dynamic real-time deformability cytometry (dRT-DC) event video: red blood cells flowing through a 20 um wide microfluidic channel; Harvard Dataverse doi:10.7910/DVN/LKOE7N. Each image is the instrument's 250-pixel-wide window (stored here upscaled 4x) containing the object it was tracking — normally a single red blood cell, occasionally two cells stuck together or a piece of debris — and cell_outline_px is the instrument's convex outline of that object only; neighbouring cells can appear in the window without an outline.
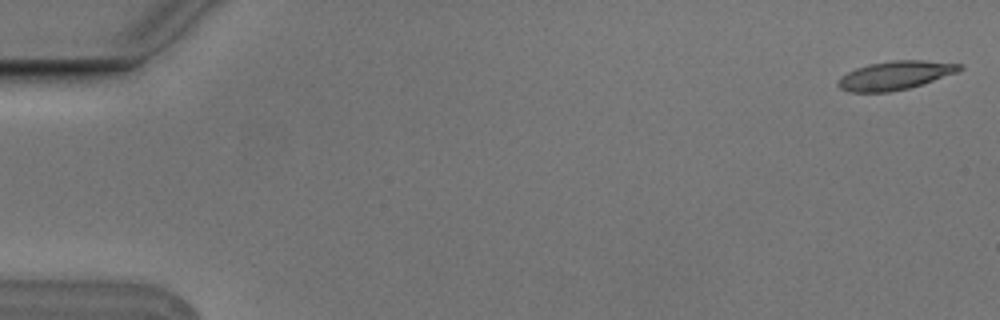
{"species": "Egyptian fruit bat (a non-hibernating species)", "species_latin": "Rousettus aegyptiacus", "temperature_condition": "cold", "stored_images_in_passage": 6, "camera_frame_rate_fps": 3000, "um_per_image_px": 0.085, "animal": {"sex": "male"}, "frame": {"image": 1, "passage_image": 1, "time_ms": 0.0, "image_size_px": [1000, 320], "cell_outline_px": [[964, 68], [956, 72], [908, 88], [892, 92], [848, 92], [840, 88], [836, 84], [840, 76], [856, 68], [868, 64], [892, 60], [924, 60], [964, 64]], "centroid_in_image_um": [76.05, 6.4], "position_along_channel_um": 8.9, "area_um2": 20.23}}
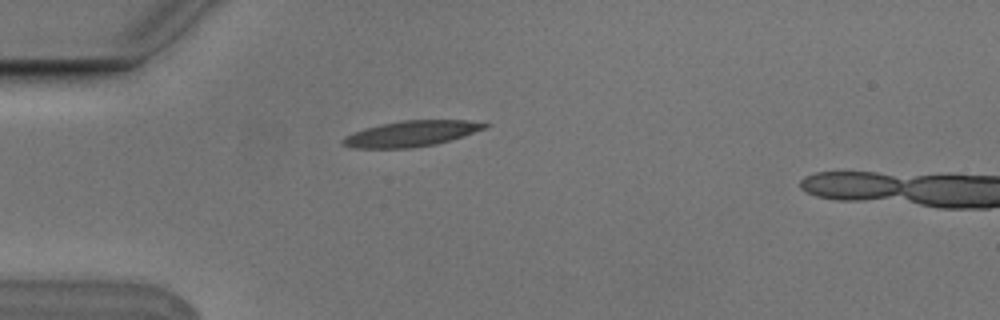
{"frame": {"image": 2, "passage_image": 5, "time_ms": 1.333, "image_size_px": [1000, 320], "cell_outline_px": [[488, 124], [484, 128], [464, 136], [436, 144], [412, 148], [352, 148], [340, 144], [340, 140], [344, 136], [364, 128], [380, 124], [404, 120], [468, 120]], "centroid_in_image_um": [34.88, 11.37], "position_along_channel_um": 50.1, "area_um2": 21.27}}